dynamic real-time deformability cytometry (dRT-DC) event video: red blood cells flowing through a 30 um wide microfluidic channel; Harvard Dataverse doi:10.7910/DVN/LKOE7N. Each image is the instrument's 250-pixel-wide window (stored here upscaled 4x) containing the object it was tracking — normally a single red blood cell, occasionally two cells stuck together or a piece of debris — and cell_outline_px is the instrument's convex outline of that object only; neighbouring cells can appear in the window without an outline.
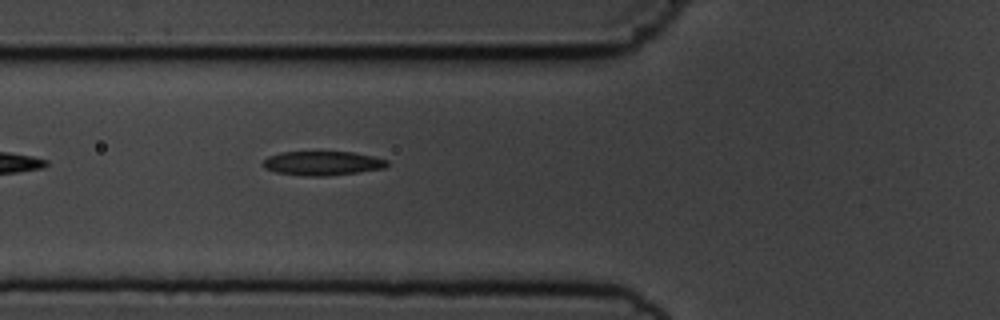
{"species": "common noctule bat (a hibernating species)", "species_latin": "Nyctalus noctula", "temperature_condition": "cold", "stored_images_in_passage": 3, "segment_of_instrument_passage": [1, 2], "camera_frame_rate_fps": 3000, "um_per_image_px": 0.085, "animal": {"sex": "male", "body_mass_g": 19.5, "forearm_length_mm": 54.6}, "frame": {"image": 1, "passage_image": 2, "time_ms": 1.0, "image_size_px": [1000, 320], "cell_outline_px": [[388, 164], [384, 168], [328, 176], [304, 176], [276, 172], [264, 168], [260, 164], [268, 156], [280, 152], [352, 152], [372, 156], [388, 160]], "centroid_in_image_um": [27.36, 13.87], "position_along_channel_um": 98.4, "area_um2": 17.46}}